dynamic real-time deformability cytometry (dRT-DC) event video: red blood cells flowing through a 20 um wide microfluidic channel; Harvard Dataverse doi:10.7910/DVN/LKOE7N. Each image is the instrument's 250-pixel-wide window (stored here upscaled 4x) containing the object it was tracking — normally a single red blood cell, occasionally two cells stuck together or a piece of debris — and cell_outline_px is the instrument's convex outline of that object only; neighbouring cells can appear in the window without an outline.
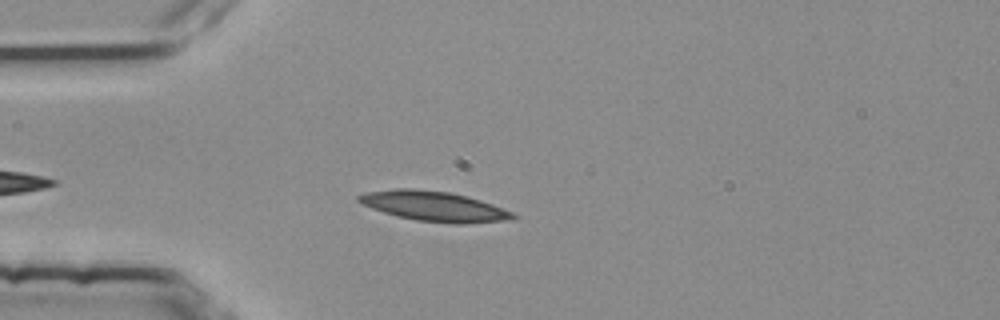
{"species": "common noctule bat (a hibernating species)", "species_latin": "Nyctalus noctula", "temperature_condition": "room temperature", "stored_images_in_passage": 3, "camera_frame_rate_fps": 3000, "um_per_image_px": 0.085, "animal": {"sex": "female", "body_mass_g": 25.1}, "frame": {"image": 1, "passage_image": 3, "time_ms": 0.667, "image_size_px": [1000, 320], "cell_outline_px": [[520, 216], [500, 220], [416, 220], [396, 216], [360, 204], [356, 200], [356, 196], [364, 192], [400, 188], [408, 188], [448, 192], [480, 200], [492, 204], [512, 212]], "centroid_in_image_um": [36.7, 17.46], "position_along_channel_um": 48.3, "area_um2": 25.32}}